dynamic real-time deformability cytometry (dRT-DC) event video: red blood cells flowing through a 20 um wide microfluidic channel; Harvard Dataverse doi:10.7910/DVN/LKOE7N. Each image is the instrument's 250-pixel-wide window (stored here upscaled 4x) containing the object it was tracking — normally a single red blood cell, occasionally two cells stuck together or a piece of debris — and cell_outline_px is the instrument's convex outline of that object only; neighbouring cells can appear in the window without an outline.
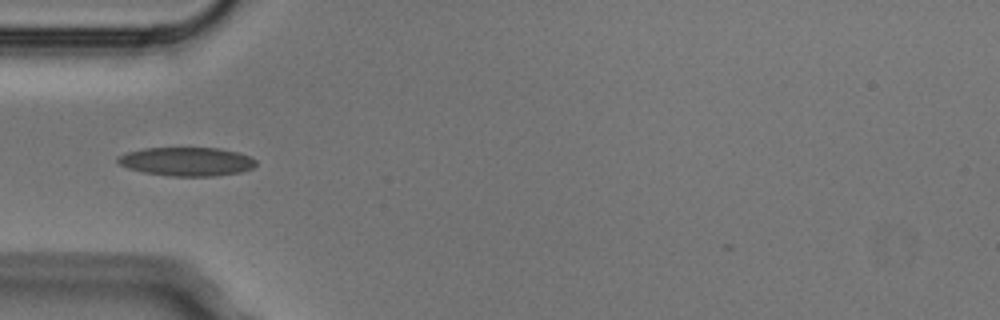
{"species": "Egyptian fruit bat (a non-hibernating species)", "species_latin": "Rousettus aegyptiacus", "temperature_condition": "cold", "stored_images_in_passage": 4, "camera_frame_rate_fps": 3000, "um_per_image_px": 0.085, "animal": {"sex": "male"}, "frame": {"image": 1, "passage_image": 1, "time_ms": 0.0, "image_size_px": [1000, 320], "cell_outline_px": [[256, 164], [252, 168], [240, 172], [212, 176], [172, 176], [144, 172], [128, 168], [120, 164], [116, 160], [116, 156], [128, 152], [144, 148], [220, 148], [240, 152], [256, 160]], "centroid_in_image_um": [15.87, 13.72], "position_along_channel_um": 69.1, "area_um2": 23.06}}
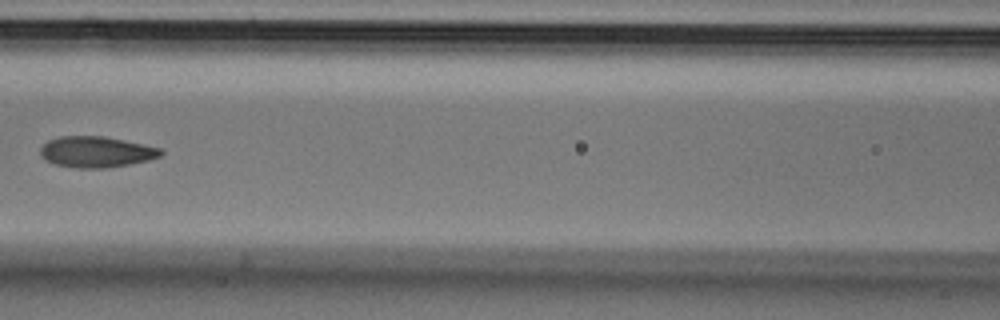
{"frame": {"image": 2, "passage_image": 3, "time_ms": 0.667, "image_size_px": [1000, 320], "cell_outline_px": [[164, 152], [160, 156], [148, 160], [108, 168], [76, 168], [56, 164], [44, 160], [40, 156], [40, 148], [48, 140], [60, 136], [104, 136], [124, 140], [160, 148]], "centroid_in_image_um": [8.15, 12.91], "position_along_channel_um": 158.5, "area_um2": 21.73}}
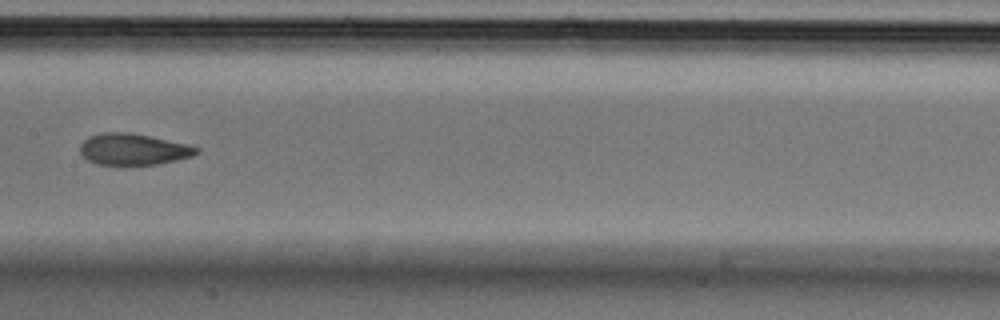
{"frame": {"image": 3, "passage_image": 4, "time_ms": 1.0, "image_size_px": [1000, 320], "cell_outline_px": [[200, 152], [192, 156], [160, 164], [128, 168], [96, 164], [88, 160], [80, 152], [80, 144], [88, 136], [100, 132], [132, 132], [188, 144], [200, 148]], "centroid_in_image_um": [11.32, 12.73], "position_along_channel_um": 196.1, "area_um2": 22.31}}